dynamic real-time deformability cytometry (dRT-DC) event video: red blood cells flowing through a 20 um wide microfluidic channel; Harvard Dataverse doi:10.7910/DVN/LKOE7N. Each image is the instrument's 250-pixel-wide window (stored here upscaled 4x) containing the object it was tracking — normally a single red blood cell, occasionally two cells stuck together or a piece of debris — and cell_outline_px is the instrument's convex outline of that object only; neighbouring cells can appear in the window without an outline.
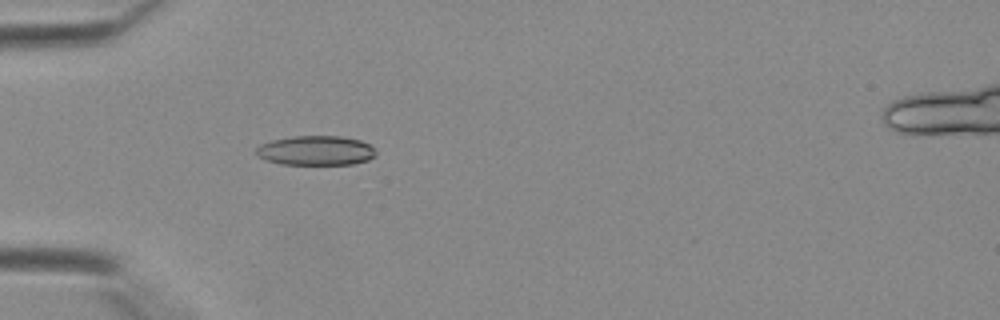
{"species": "Egyptian fruit bat (a non-hibernating species)", "species_latin": "Rousettus aegyptiacus", "temperature_condition": "warm", "stored_images_in_passage": 30, "camera_frame_rate_fps": 3000, "um_per_image_px": 0.085, "animal": {"sex": "female"}, "frame": {"image": 1, "passage_image": 2, "time_ms": 0.333, "image_size_px": [1000, 320], "cell_outline_px": [[376, 156], [368, 160], [352, 164], [280, 164], [264, 160], [256, 156], [256, 148], [260, 144], [272, 140], [292, 136], [340, 136], [360, 140], [376, 148]], "centroid_in_image_um": [26.83, 12.8], "position_along_channel_um": 58.2, "area_um2": 20.81}}
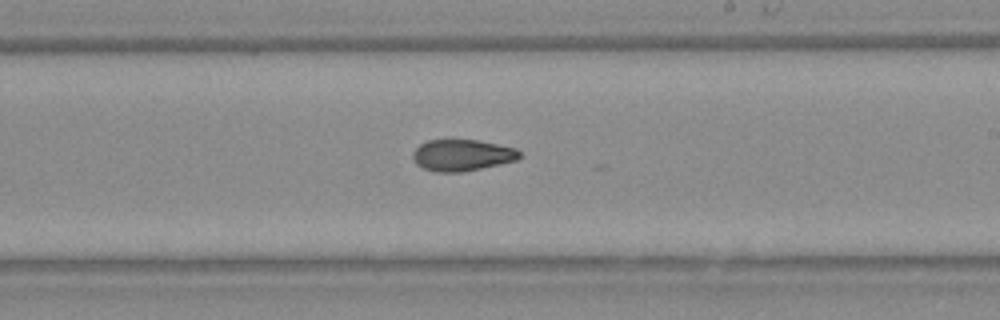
{"frame": {"image": 2, "passage_image": 14, "time_ms": 4.333, "image_size_px": [1000, 320], "cell_outline_px": [[520, 156], [516, 160], [480, 168], [460, 172], [436, 172], [424, 168], [416, 164], [412, 160], [412, 152], [420, 144], [428, 140], [480, 140], [516, 148], [520, 152]], "centroid_in_image_um": [39.24, 13.18], "position_along_channel_um": 249.8, "area_um2": 19.48}}
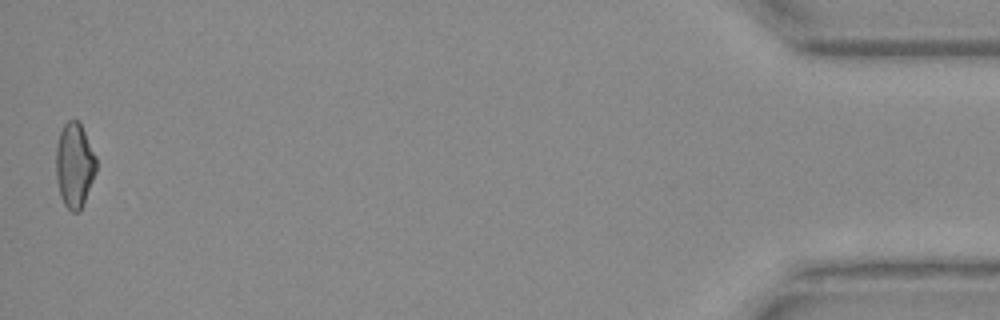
{"frame": {"image": 3, "passage_image": 30, "time_ms": 9.667, "image_size_px": [1000, 320], "cell_outline_px": [[96, 172], [80, 212], [72, 212], [64, 204], [60, 196], [56, 180], [56, 144], [60, 132], [64, 124], [68, 120], [80, 120], [96, 156]], "centroid_in_image_um": [6.33, 14.02], "position_along_channel_um": 428.9, "area_um2": 20.11}}